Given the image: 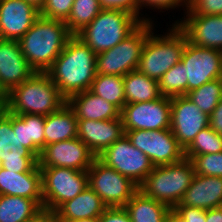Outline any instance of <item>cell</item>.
<instances>
[{"instance_id":"1","label":"cell","mask_w":222,"mask_h":222,"mask_svg":"<svg viewBox=\"0 0 222 222\" xmlns=\"http://www.w3.org/2000/svg\"><path fill=\"white\" fill-rule=\"evenodd\" d=\"M96 56L87 44L72 35L61 54L46 71L66 100L76 93L90 89L97 74Z\"/></svg>"},{"instance_id":"2","label":"cell","mask_w":222,"mask_h":222,"mask_svg":"<svg viewBox=\"0 0 222 222\" xmlns=\"http://www.w3.org/2000/svg\"><path fill=\"white\" fill-rule=\"evenodd\" d=\"M71 36L65 22L39 16L18 42L29 65L36 72H46Z\"/></svg>"},{"instance_id":"3","label":"cell","mask_w":222,"mask_h":222,"mask_svg":"<svg viewBox=\"0 0 222 222\" xmlns=\"http://www.w3.org/2000/svg\"><path fill=\"white\" fill-rule=\"evenodd\" d=\"M66 99L46 72H35L7 94L6 110L16 114L49 115L58 111Z\"/></svg>"},{"instance_id":"4","label":"cell","mask_w":222,"mask_h":222,"mask_svg":"<svg viewBox=\"0 0 222 222\" xmlns=\"http://www.w3.org/2000/svg\"><path fill=\"white\" fill-rule=\"evenodd\" d=\"M195 176L194 165L189 158L168 165L154 166L139 186L146 196L173 209L180 203Z\"/></svg>"},{"instance_id":"5","label":"cell","mask_w":222,"mask_h":222,"mask_svg":"<svg viewBox=\"0 0 222 222\" xmlns=\"http://www.w3.org/2000/svg\"><path fill=\"white\" fill-rule=\"evenodd\" d=\"M142 22L128 11L102 9L99 14L76 34L96 54L115 47Z\"/></svg>"},{"instance_id":"6","label":"cell","mask_w":222,"mask_h":222,"mask_svg":"<svg viewBox=\"0 0 222 222\" xmlns=\"http://www.w3.org/2000/svg\"><path fill=\"white\" fill-rule=\"evenodd\" d=\"M153 34L151 30L146 39L138 70L147 77L159 81L169 69L181 61L188 38L177 24H174L165 36Z\"/></svg>"},{"instance_id":"7","label":"cell","mask_w":222,"mask_h":222,"mask_svg":"<svg viewBox=\"0 0 222 222\" xmlns=\"http://www.w3.org/2000/svg\"><path fill=\"white\" fill-rule=\"evenodd\" d=\"M152 22H142L129 36L115 47L97 54L96 73L124 76L138 69L141 53L153 30Z\"/></svg>"},{"instance_id":"8","label":"cell","mask_w":222,"mask_h":222,"mask_svg":"<svg viewBox=\"0 0 222 222\" xmlns=\"http://www.w3.org/2000/svg\"><path fill=\"white\" fill-rule=\"evenodd\" d=\"M43 207L56 211L88 186L87 171L64 167H40Z\"/></svg>"},{"instance_id":"9","label":"cell","mask_w":222,"mask_h":222,"mask_svg":"<svg viewBox=\"0 0 222 222\" xmlns=\"http://www.w3.org/2000/svg\"><path fill=\"white\" fill-rule=\"evenodd\" d=\"M88 186L97 193L107 207H124L139 190L130 178L106 166L96 158L87 170Z\"/></svg>"},{"instance_id":"10","label":"cell","mask_w":222,"mask_h":222,"mask_svg":"<svg viewBox=\"0 0 222 222\" xmlns=\"http://www.w3.org/2000/svg\"><path fill=\"white\" fill-rule=\"evenodd\" d=\"M97 158L106 166L130 178L138 186L145 181L154 168L148 156L133 146L125 134Z\"/></svg>"},{"instance_id":"11","label":"cell","mask_w":222,"mask_h":222,"mask_svg":"<svg viewBox=\"0 0 222 222\" xmlns=\"http://www.w3.org/2000/svg\"><path fill=\"white\" fill-rule=\"evenodd\" d=\"M131 144L141 150L154 166L168 165L182 160L184 149L170 128L161 130L125 131Z\"/></svg>"},{"instance_id":"12","label":"cell","mask_w":222,"mask_h":222,"mask_svg":"<svg viewBox=\"0 0 222 222\" xmlns=\"http://www.w3.org/2000/svg\"><path fill=\"white\" fill-rule=\"evenodd\" d=\"M188 79V92L222 78V51L201 48L187 41L181 55Z\"/></svg>"},{"instance_id":"13","label":"cell","mask_w":222,"mask_h":222,"mask_svg":"<svg viewBox=\"0 0 222 222\" xmlns=\"http://www.w3.org/2000/svg\"><path fill=\"white\" fill-rule=\"evenodd\" d=\"M121 118L124 132L168 129L171 119V98L162 96L149 102L125 104Z\"/></svg>"},{"instance_id":"14","label":"cell","mask_w":222,"mask_h":222,"mask_svg":"<svg viewBox=\"0 0 222 222\" xmlns=\"http://www.w3.org/2000/svg\"><path fill=\"white\" fill-rule=\"evenodd\" d=\"M96 158L89 147L77 137L45 146L38 157V166L87 171Z\"/></svg>"},{"instance_id":"15","label":"cell","mask_w":222,"mask_h":222,"mask_svg":"<svg viewBox=\"0 0 222 222\" xmlns=\"http://www.w3.org/2000/svg\"><path fill=\"white\" fill-rule=\"evenodd\" d=\"M207 126H209V116L192 103L186 95L171 97L170 129L184 150Z\"/></svg>"},{"instance_id":"16","label":"cell","mask_w":222,"mask_h":222,"mask_svg":"<svg viewBox=\"0 0 222 222\" xmlns=\"http://www.w3.org/2000/svg\"><path fill=\"white\" fill-rule=\"evenodd\" d=\"M0 160L2 168L17 173L31 171L38 164V158L14 133L12 113L6 109L0 113Z\"/></svg>"},{"instance_id":"17","label":"cell","mask_w":222,"mask_h":222,"mask_svg":"<svg viewBox=\"0 0 222 222\" xmlns=\"http://www.w3.org/2000/svg\"><path fill=\"white\" fill-rule=\"evenodd\" d=\"M39 16L25 0H0V39L19 41Z\"/></svg>"},{"instance_id":"18","label":"cell","mask_w":222,"mask_h":222,"mask_svg":"<svg viewBox=\"0 0 222 222\" xmlns=\"http://www.w3.org/2000/svg\"><path fill=\"white\" fill-rule=\"evenodd\" d=\"M186 17L175 24L186 33L189 42L222 51V15L187 14Z\"/></svg>"},{"instance_id":"19","label":"cell","mask_w":222,"mask_h":222,"mask_svg":"<svg viewBox=\"0 0 222 222\" xmlns=\"http://www.w3.org/2000/svg\"><path fill=\"white\" fill-rule=\"evenodd\" d=\"M35 72L21 52L18 41L0 39V85L7 93Z\"/></svg>"},{"instance_id":"20","label":"cell","mask_w":222,"mask_h":222,"mask_svg":"<svg viewBox=\"0 0 222 222\" xmlns=\"http://www.w3.org/2000/svg\"><path fill=\"white\" fill-rule=\"evenodd\" d=\"M125 134L122 118L110 120H77V137L96 155Z\"/></svg>"},{"instance_id":"21","label":"cell","mask_w":222,"mask_h":222,"mask_svg":"<svg viewBox=\"0 0 222 222\" xmlns=\"http://www.w3.org/2000/svg\"><path fill=\"white\" fill-rule=\"evenodd\" d=\"M176 206L209 210L222 207V177L195 174L191 185Z\"/></svg>"},{"instance_id":"22","label":"cell","mask_w":222,"mask_h":222,"mask_svg":"<svg viewBox=\"0 0 222 222\" xmlns=\"http://www.w3.org/2000/svg\"><path fill=\"white\" fill-rule=\"evenodd\" d=\"M0 195L43 199L42 173L38 164L28 172L0 168Z\"/></svg>"},{"instance_id":"23","label":"cell","mask_w":222,"mask_h":222,"mask_svg":"<svg viewBox=\"0 0 222 222\" xmlns=\"http://www.w3.org/2000/svg\"><path fill=\"white\" fill-rule=\"evenodd\" d=\"M66 103L74 111L77 120H110L121 117V111L110 102L89 90L70 96Z\"/></svg>"},{"instance_id":"24","label":"cell","mask_w":222,"mask_h":222,"mask_svg":"<svg viewBox=\"0 0 222 222\" xmlns=\"http://www.w3.org/2000/svg\"><path fill=\"white\" fill-rule=\"evenodd\" d=\"M107 206L101 197L87 186L73 199L63 203L57 210L59 220H74L83 218H98Z\"/></svg>"},{"instance_id":"25","label":"cell","mask_w":222,"mask_h":222,"mask_svg":"<svg viewBox=\"0 0 222 222\" xmlns=\"http://www.w3.org/2000/svg\"><path fill=\"white\" fill-rule=\"evenodd\" d=\"M45 116L12 113V127L22 145L29 149L37 158L45 147L44 137Z\"/></svg>"},{"instance_id":"26","label":"cell","mask_w":222,"mask_h":222,"mask_svg":"<svg viewBox=\"0 0 222 222\" xmlns=\"http://www.w3.org/2000/svg\"><path fill=\"white\" fill-rule=\"evenodd\" d=\"M44 137L45 146L77 138V118L67 103L45 116Z\"/></svg>"},{"instance_id":"27","label":"cell","mask_w":222,"mask_h":222,"mask_svg":"<svg viewBox=\"0 0 222 222\" xmlns=\"http://www.w3.org/2000/svg\"><path fill=\"white\" fill-rule=\"evenodd\" d=\"M132 222H164L170 207L146 196L138 190L133 197L125 204Z\"/></svg>"},{"instance_id":"28","label":"cell","mask_w":222,"mask_h":222,"mask_svg":"<svg viewBox=\"0 0 222 222\" xmlns=\"http://www.w3.org/2000/svg\"><path fill=\"white\" fill-rule=\"evenodd\" d=\"M125 104L149 102L162 97L158 81L141 73L138 69L123 76Z\"/></svg>"},{"instance_id":"29","label":"cell","mask_w":222,"mask_h":222,"mask_svg":"<svg viewBox=\"0 0 222 222\" xmlns=\"http://www.w3.org/2000/svg\"><path fill=\"white\" fill-rule=\"evenodd\" d=\"M43 207V199L0 195V222H26Z\"/></svg>"},{"instance_id":"30","label":"cell","mask_w":222,"mask_h":222,"mask_svg":"<svg viewBox=\"0 0 222 222\" xmlns=\"http://www.w3.org/2000/svg\"><path fill=\"white\" fill-rule=\"evenodd\" d=\"M89 91L115 105L120 111H122L125 105L122 76L96 74Z\"/></svg>"},{"instance_id":"31","label":"cell","mask_w":222,"mask_h":222,"mask_svg":"<svg viewBox=\"0 0 222 222\" xmlns=\"http://www.w3.org/2000/svg\"><path fill=\"white\" fill-rule=\"evenodd\" d=\"M102 10L99 0H74L68 19V31L76 35L86 27Z\"/></svg>"},{"instance_id":"32","label":"cell","mask_w":222,"mask_h":222,"mask_svg":"<svg viewBox=\"0 0 222 222\" xmlns=\"http://www.w3.org/2000/svg\"><path fill=\"white\" fill-rule=\"evenodd\" d=\"M186 96L203 113L210 116L222 99V78L205 83L199 88L186 93Z\"/></svg>"},{"instance_id":"33","label":"cell","mask_w":222,"mask_h":222,"mask_svg":"<svg viewBox=\"0 0 222 222\" xmlns=\"http://www.w3.org/2000/svg\"><path fill=\"white\" fill-rule=\"evenodd\" d=\"M162 96L175 97L188 93V79L185 74V66L180 61L169 69L158 81Z\"/></svg>"},{"instance_id":"34","label":"cell","mask_w":222,"mask_h":222,"mask_svg":"<svg viewBox=\"0 0 222 222\" xmlns=\"http://www.w3.org/2000/svg\"><path fill=\"white\" fill-rule=\"evenodd\" d=\"M222 152V136L210 126L202 129L184 150L185 156H197L202 154Z\"/></svg>"},{"instance_id":"35","label":"cell","mask_w":222,"mask_h":222,"mask_svg":"<svg viewBox=\"0 0 222 222\" xmlns=\"http://www.w3.org/2000/svg\"><path fill=\"white\" fill-rule=\"evenodd\" d=\"M185 157L192 161L195 174L222 177V152Z\"/></svg>"},{"instance_id":"36","label":"cell","mask_w":222,"mask_h":222,"mask_svg":"<svg viewBox=\"0 0 222 222\" xmlns=\"http://www.w3.org/2000/svg\"><path fill=\"white\" fill-rule=\"evenodd\" d=\"M74 0H45L39 10L40 16L65 22L71 12Z\"/></svg>"},{"instance_id":"37","label":"cell","mask_w":222,"mask_h":222,"mask_svg":"<svg viewBox=\"0 0 222 222\" xmlns=\"http://www.w3.org/2000/svg\"><path fill=\"white\" fill-rule=\"evenodd\" d=\"M187 14L222 15V0H188Z\"/></svg>"},{"instance_id":"38","label":"cell","mask_w":222,"mask_h":222,"mask_svg":"<svg viewBox=\"0 0 222 222\" xmlns=\"http://www.w3.org/2000/svg\"><path fill=\"white\" fill-rule=\"evenodd\" d=\"M184 3L185 6L188 8V0H137V18L141 22L150 21L149 18L144 19L143 17H139V10L141 6H149V7H155L157 9H168L179 6L181 3Z\"/></svg>"},{"instance_id":"39","label":"cell","mask_w":222,"mask_h":222,"mask_svg":"<svg viewBox=\"0 0 222 222\" xmlns=\"http://www.w3.org/2000/svg\"><path fill=\"white\" fill-rule=\"evenodd\" d=\"M185 222H206V210L190 206L173 208Z\"/></svg>"},{"instance_id":"40","label":"cell","mask_w":222,"mask_h":222,"mask_svg":"<svg viewBox=\"0 0 222 222\" xmlns=\"http://www.w3.org/2000/svg\"><path fill=\"white\" fill-rule=\"evenodd\" d=\"M100 222H132L124 207H107L99 217Z\"/></svg>"},{"instance_id":"41","label":"cell","mask_w":222,"mask_h":222,"mask_svg":"<svg viewBox=\"0 0 222 222\" xmlns=\"http://www.w3.org/2000/svg\"><path fill=\"white\" fill-rule=\"evenodd\" d=\"M102 9H120L137 17V0H99Z\"/></svg>"},{"instance_id":"42","label":"cell","mask_w":222,"mask_h":222,"mask_svg":"<svg viewBox=\"0 0 222 222\" xmlns=\"http://www.w3.org/2000/svg\"><path fill=\"white\" fill-rule=\"evenodd\" d=\"M26 222H60L56 211L42 207Z\"/></svg>"},{"instance_id":"43","label":"cell","mask_w":222,"mask_h":222,"mask_svg":"<svg viewBox=\"0 0 222 222\" xmlns=\"http://www.w3.org/2000/svg\"><path fill=\"white\" fill-rule=\"evenodd\" d=\"M209 126L222 136V99L209 116Z\"/></svg>"},{"instance_id":"44","label":"cell","mask_w":222,"mask_h":222,"mask_svg":"<svg viewBox=\"0 0 222 222\" xmlns=\"http://www.w3.org/2000/svg\"><path fill=\"white\" fill-rule=\"evenodd\" d=\"M206 222H222V207L206 210Z\"/></svg>"},{"instance_id":"45","label":"cell","mask_w":222,"mask_h":222,"mask_svg":"<svg viewBox=\"0 0 222 222\" xmlns=\"http://www.w3.org/2000/svg\"><path fill=\"white\" fill-rule=\"evenodd\" d=\"M164 222H185L181 216L174 210L170 209L167 213Z\"/></svg>"},{"instance_id":"46","label":"cell","mask_w":222,"mask_h":222,"mask_svg":"<svg viewBox=\"0 0 222 222\" xmlns=\"http://www.w3.org/2000/svg\"><path fill=\"white\" fill-rule=\"evenodd\" d=\"M7 94L6 90L0 85V108L2 110L7 107Z\"/></svg>"},{"instance_id":"47","label":"cell","mask_w":222,"mask_h":222,"mask_svg":"<svg viewBox=\"0 0 222 222\" xmlns=\"http://www.w3.org/2000/svg\"><path fill=\"white\" fill-rule=\"evenodd\" d=\"M60 222H100L98 218H83L74 220H59Z\"/></svg>"},{"instance_id":"48","label":"cell","mask_w":222,"mask_h":222,"mask_svg":"<svg viewBox=\"0 0 222 222\" xmlns=\"http://www.w3.org/2000/svg\"><path fill=\"white\" fill-rule=\"evenodd\" d=\"M28 3H31L32 5H34L37 9H41L45 0H25Z\"/></svg>"}]
</instances>
